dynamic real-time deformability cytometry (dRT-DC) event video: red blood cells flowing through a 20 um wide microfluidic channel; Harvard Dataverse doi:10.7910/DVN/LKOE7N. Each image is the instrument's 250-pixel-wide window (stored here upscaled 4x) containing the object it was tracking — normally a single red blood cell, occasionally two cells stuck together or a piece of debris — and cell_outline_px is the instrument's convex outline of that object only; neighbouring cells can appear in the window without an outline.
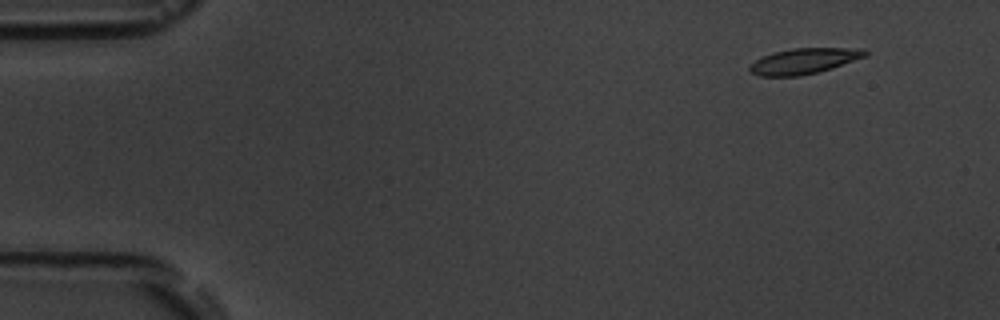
{"species": "common noctule bat (a hibernating species)", "species_latin": "Nyctalus noctula", "temperature_condition": "room temperature", "stored_images_in_passage": 6, "segment_of_instrument_passage": [1, 2], "camera_frame_rate_fps": 3000, "um_per_image_px": 0.085, "animal": {"sex": "male", "body_mass_g": 19.5, "forearm_length_mm": 54.6}, "frame": {"image": 1, "passage_image": 2, "time_ms": 1.0, "image_size_px": [1000, 320], "cell_outline_px": [[868, 56], [832, 68], [800, 76], [760, 76], [752, 72], [748, 68], [756, 60], [772, 52], [792, 48], [864, 48], [868, 52]], "centroid_in_image_um": [68.39, 5.18], "position_along_channel_um": 16.6, "area_um2": 17.22}}
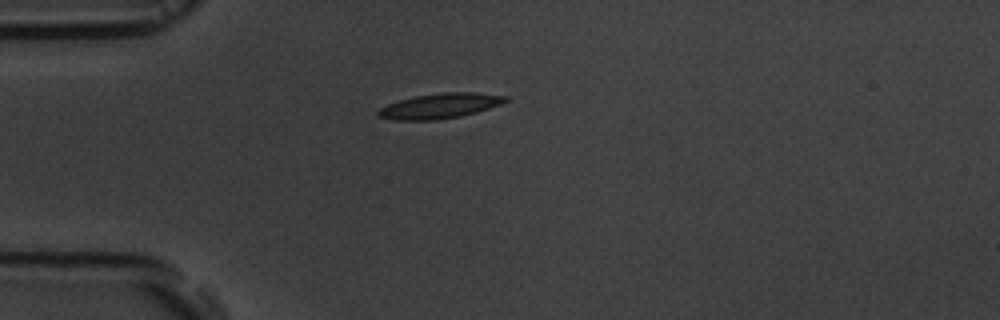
{"frame": {"image": 2, "passage_image": 5, "time_ms": 4.333, "image_size_px": [1000, 320], "cell_outline_px": [[508, 100], [500, 104], [476, 112], [460, 116], [436, 120], [392, 120], [376, 116], [376, 112], [380, 108], [388, 104], [400, 100], [416, 96], [444, 92], [472, 92], [508, 96]], "centroid_in_image_um": [37.36, 9.01], "position_along_channel_um": 47.6, "area_um2": 18.5}}